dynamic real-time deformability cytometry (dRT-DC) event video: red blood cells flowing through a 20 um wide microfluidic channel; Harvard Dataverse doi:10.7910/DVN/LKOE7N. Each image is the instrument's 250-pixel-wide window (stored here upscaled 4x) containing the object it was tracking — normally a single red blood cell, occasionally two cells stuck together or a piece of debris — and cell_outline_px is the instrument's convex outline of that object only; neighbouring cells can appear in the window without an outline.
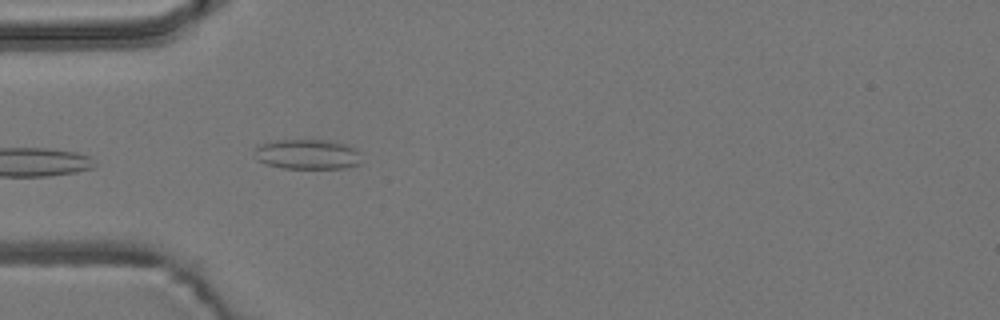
{"species": "common noctule bat (a hibernating species)", "species_latin": "Nyctalus noctula", "temperature_condition": "room temperature", "stored_images_in_passage": 5, "camera_frame_rate_fps": 3000, "um_per_image_px": 0.085, "animal": {"sex": "male", "body_mass_g": 19.2, "forearm_length_mm": 51.8}, "frame": {"image": 1, "passage_image": 5, "time_ms": 6.0, "image_size_px": [1000, 320], "cell_outline_px": [[360, 164], [344, 168], [280, 168], [264, 164], [256, 160], [256, 144], [276, 140], [328, 140], [344, 144], [356, 148], [360, 152]], "centroid_in_image_um": [26.11, 13.11], "position_along_channel_um": 58.9, "area_um2": 18.9}}